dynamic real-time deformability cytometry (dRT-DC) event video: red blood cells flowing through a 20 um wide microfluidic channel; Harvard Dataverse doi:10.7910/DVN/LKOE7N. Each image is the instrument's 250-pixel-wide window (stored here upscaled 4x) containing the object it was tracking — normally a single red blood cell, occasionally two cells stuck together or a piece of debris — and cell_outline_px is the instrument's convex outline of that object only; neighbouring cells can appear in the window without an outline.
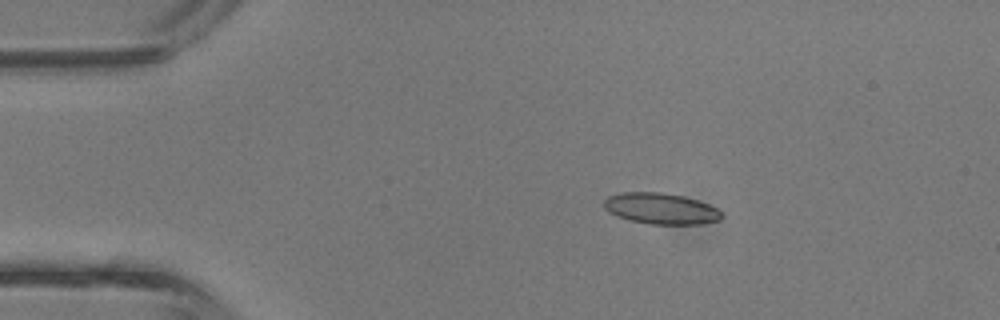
{"species": "common noctule bat (a hibernating species)", "species_latin": "Nyctalus noctula", "temperature_condition": "room temperature", "stored_images_in_passage": 3, "camera_frame_rate_fps": 3000, "um_per_image_px": 0.085, "animal": {"sex": "male", "body_mass_g": 13.3}, "frame": {"image": 1, "passage_image": 2, "time_ms": 0.333, "image_size_px": [1000, 320], "cell_outline_px": [[724, 216], [720, 220], [700, 224], [648, 224], [628, 220], [616, 216], [608, 212], [604, 208], [604, 200], [608, 196], [620, 192], [660, 192], [684, 196], [708, 204], [716, 208]], "centroid_in_image_um": [56.14, 17.73], "position_along_channel_um": 28.9, "area_um2": 21.44}}